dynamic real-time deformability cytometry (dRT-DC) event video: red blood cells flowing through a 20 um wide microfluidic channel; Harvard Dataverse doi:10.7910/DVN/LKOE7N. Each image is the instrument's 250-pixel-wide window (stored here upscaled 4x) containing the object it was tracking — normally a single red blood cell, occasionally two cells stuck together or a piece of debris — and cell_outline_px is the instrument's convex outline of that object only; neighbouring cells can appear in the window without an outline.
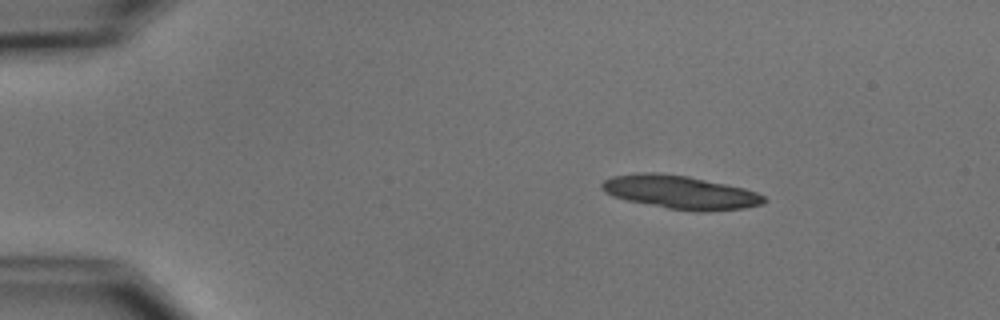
{"species": "common noctule bat (a hibernating species)", "species_latin": "Nyctalus noctula", "temperature_condition": "cold", "stored_images_in_passage": 3, "camera_frame_rate_fps": 3000, "um_per_image_px": 0.085, "animal": {"sex": "male", "body_mass_g": 15.6}, "frame": {"image": 1, "passage_image": 1, "time_ms": 0.0, "image_size_px": [1000, 320], "cell_outline_px": [[768, 200], [764, 204], [744, 208], [700, 212], [668, 208], [628, 200], [612, 196], [604, 192], [600, 188], [600, 184], [604, 180], [612, 176], [636, 172], [656, 172], [688, 176], [744, 188], [756, 192], [764, 196]], "centroid_in_image_um": [57.81, 16.33], "position_along_channel_um": 27.2, "area_um2": 31.62}}